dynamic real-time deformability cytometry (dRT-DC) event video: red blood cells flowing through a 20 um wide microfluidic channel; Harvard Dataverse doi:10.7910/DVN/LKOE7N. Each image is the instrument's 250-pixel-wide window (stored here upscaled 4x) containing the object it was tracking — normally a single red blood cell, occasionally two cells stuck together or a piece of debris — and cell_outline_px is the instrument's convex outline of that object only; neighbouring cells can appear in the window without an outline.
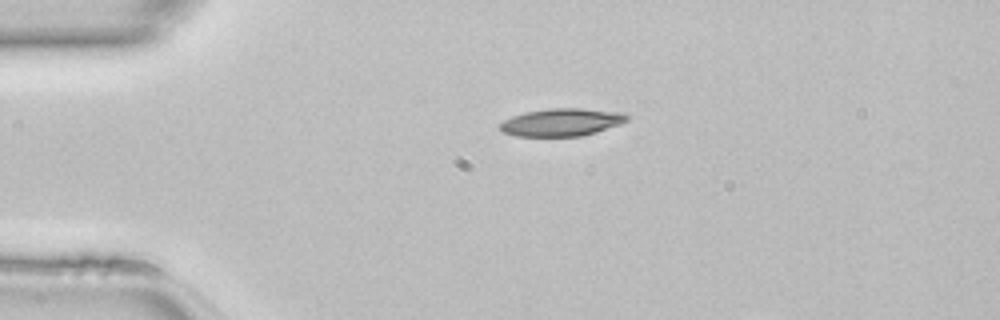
{"species": "common noctule bat (a hibernating species)", "species_latin": "Nyctalus noctula", "temperature_condition": "room temperature", "stored_images_in_passage": 33, "camera_frame_rate_fps": 3000, "um_per_image_px": 0.085, "animal": {"sex": "female", "body_mass_g": 22.7, "forearm_length_mm": 54.2}, "frame": {"image": 1, "passage_image": 1, "time_ms": 0.0, "image_size_px": [1000, 320], "cell_outline_px": [[628, 120], [620, 124], [596, 132], [580, 136], [516, 136], [504, 132], [500, 128], [500, 124], [504, 120], [512, 116], [528, 112], [548, 108], [580, 108], [624, 112], [628, 116]], "centroid_in_image_um": [47.77, 10.38], "position_along_channel_um": 37.2, "area_um2": 20.35}}
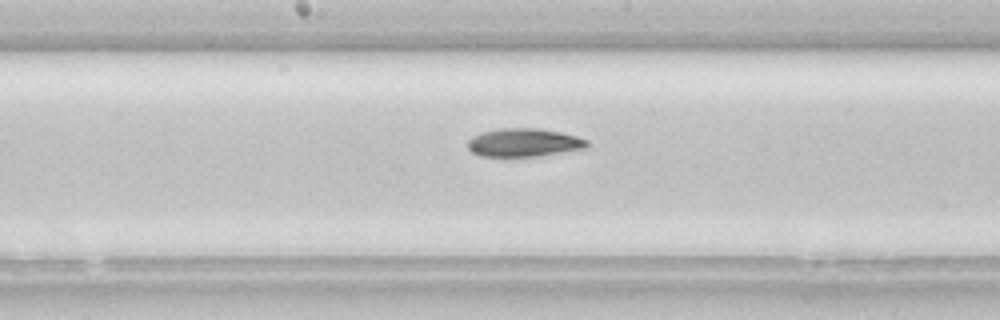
{"frame": {"image": 2, "passage_image": 15, "time_ms": 4.667, "image_size_px": [1000, 320], "cell_outline_px": [[588, 148], [536, 156], [480, 156], [472, 152], [468, 148], [468, 140], [472, 136], [480, 132], [500, 128], [536, 128], [560, 132], [576, 136], [588, 140]], "centroid_in_image_um": [44.51, 12.11], "position_along_channel_um": 203.7, "area_um2": 19.65}}
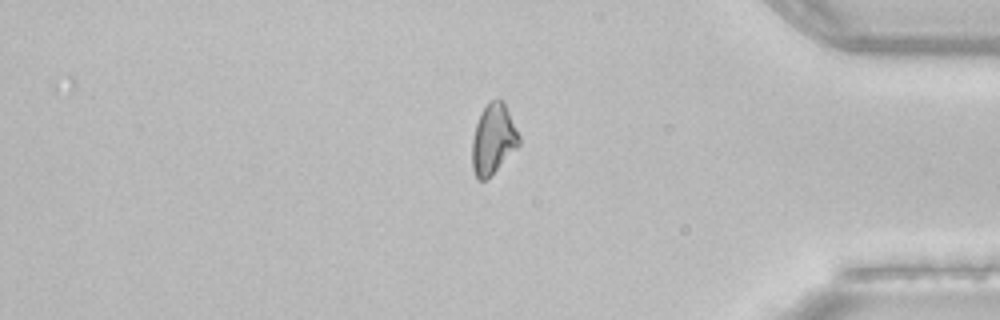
{"frame": {"image": 3, "passage_image": 30, "time_ms": 9.667, "image_size_px": [1000, 320], "cell_outline_px": [[520, 144], [488, 180], [476, 180], [472, 168], [472, 140], [476, 124], [488, 100], [504, 100], [520, 136]], "centroid_in_image_um": [41.93, 11.86], "position_along_channel_um": 393.3, "area_um2": 19.36}}